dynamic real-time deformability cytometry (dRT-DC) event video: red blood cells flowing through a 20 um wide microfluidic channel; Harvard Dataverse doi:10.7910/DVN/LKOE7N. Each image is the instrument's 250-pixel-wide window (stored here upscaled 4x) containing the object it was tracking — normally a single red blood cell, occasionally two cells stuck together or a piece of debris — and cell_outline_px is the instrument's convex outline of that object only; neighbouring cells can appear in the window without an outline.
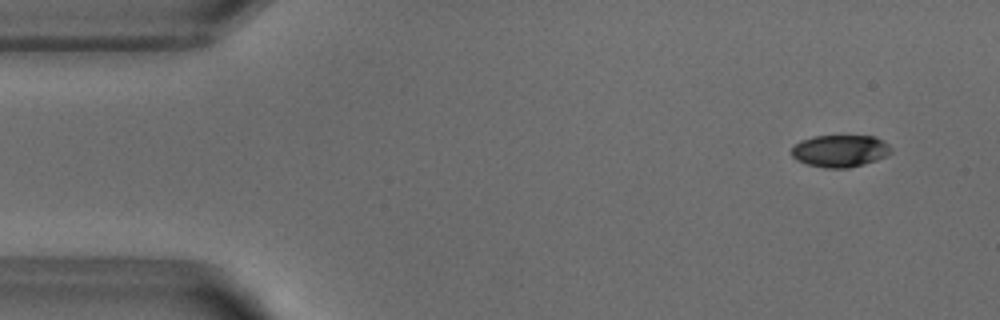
{"species": "common noctule bat (a hibernating species)", "species_latin": "Nyctalus noctula", "temperature_condition": "warm", "stored_images_in_passage": 52, "camera_frame_rate_fps": 3000, "um_per_image_px": 0.085, "animal": {"sex": "male", "body_mass_g": 18.8}, "frame": {"image": 1, "passage_image": 4, "time_ms": 1.0, "image_size_px": [1000, 320], "cell_outline_px": [[892, 152], [888, 156], [864, 164], [848, 168], [824, 168], [808, 164], [796, 160], [792, 156], [792, 148], [800, 140], [812, 136], [876, 136], [888, 144], [892, 148]], "centroid_in_image_um": [71.43, 12.83], "position_along_channel_um": 13.6, "area_um2": 18.79}}
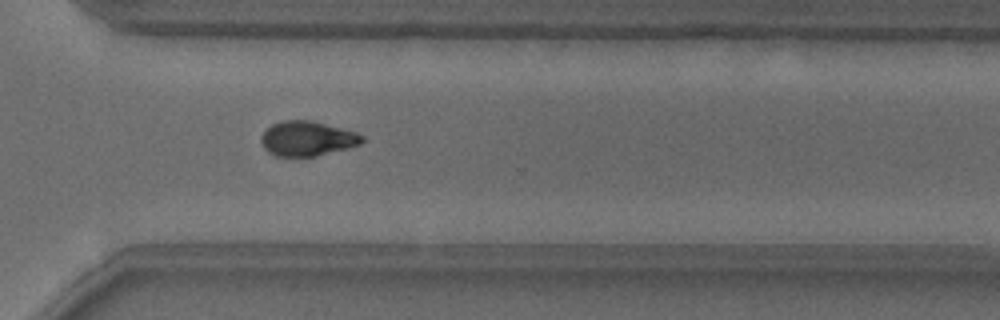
{"frame": {"image": 2, "passage_image": 37, "time_ms": 12.0, "image_size_px": [1000, 320], "cell_outline_px": [[364, 140], [360, 144], [348, 148], [316, 156], [276, 156], [268, 152], [264, 148], [260, 140], [264, 132], [272, 124], [284, 120], [312, 120], [356, 132], [364, 136]], "centroid_in_image_um": [26.12, 11.78], "position_along_channel_um": 344.5, "area_um2": 20.4}}
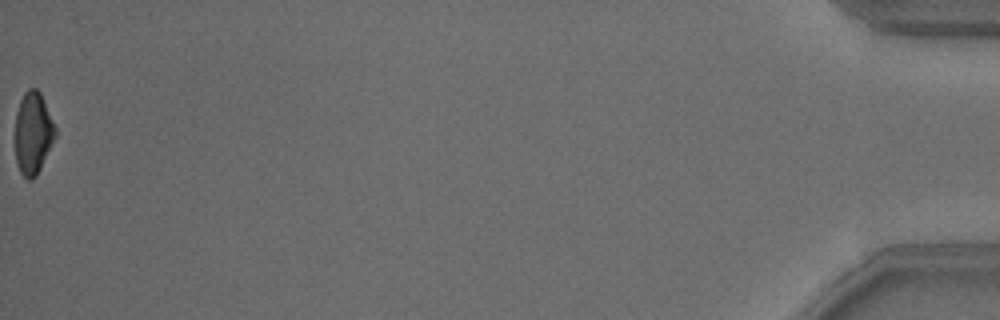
{"frame": {"image": 3, "passage_image": 52, "time_ms": 17.0, "image_size_px": [1000, 320], "cell_outline_px": [[56, 136], [36, 176], [32, 180], [28, 180], [20, 172], [16, 164], [16, 112], [20, 100], [24, 92], [28, 88], [36, 88], [40, 92], [56, 128]], "centroid_in_image_um": [2.8, 11.31], "position_along_channel_um": 432.4, "area_um2": 19.07}, "authors_computed_cell_mechanics": {"area_um2": 20.4901, "velocity_mm_per_s": 3.8824, "shape_relaxation_time_tau1_ms": 3.156, "shape_relaxation_time_tau2_ms": 9.1759, "deformation_change_tau1": 0.1383, "deformation_change_tau2": 0.1452}}